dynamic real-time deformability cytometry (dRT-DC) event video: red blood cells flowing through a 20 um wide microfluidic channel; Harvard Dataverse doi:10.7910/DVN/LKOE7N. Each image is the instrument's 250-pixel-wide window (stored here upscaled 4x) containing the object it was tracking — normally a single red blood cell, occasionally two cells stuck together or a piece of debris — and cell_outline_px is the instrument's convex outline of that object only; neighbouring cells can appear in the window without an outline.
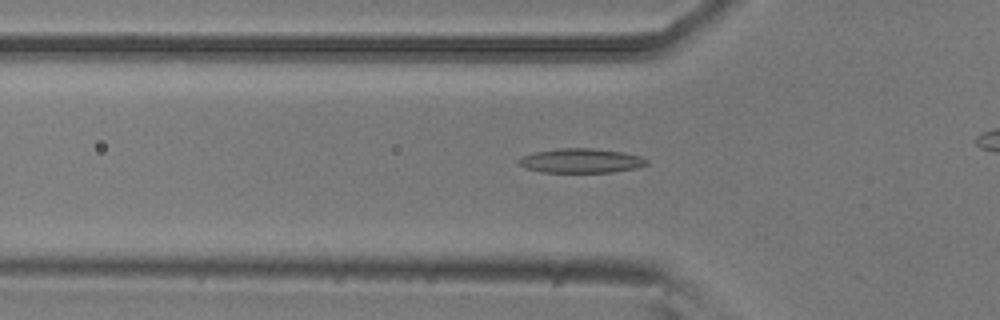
{"species": "common noctule bat (a hibernating species)", "species_latin": "Nyctalus noctula", "temperature_condition": "room temperature", "stored_images_in_passage": 32, "camera_frame_rate_fps": 3000, "um_per_image_px": 0.085, "animal": {"sex": "male", "body_mass_g": 20.5, "forearm_length_mm": 52.5}, "frame": {"image": 1, "passage_image": 6, "time_ms": 1.667, "image_size_px": [1000, 320], "cell_outline_px": [[648, 164], [636, 168], [612, 172], [540, 172], [524, 168], [516, 160], [520, 156], [536, 152], [556, 148], [592, 148], [624, 152], [640, 156], [648, 160]], "centroid_in_image_um": [49.36, 13.66], "position_along_channel_um": 76.4, "area_um2": 18.32}}
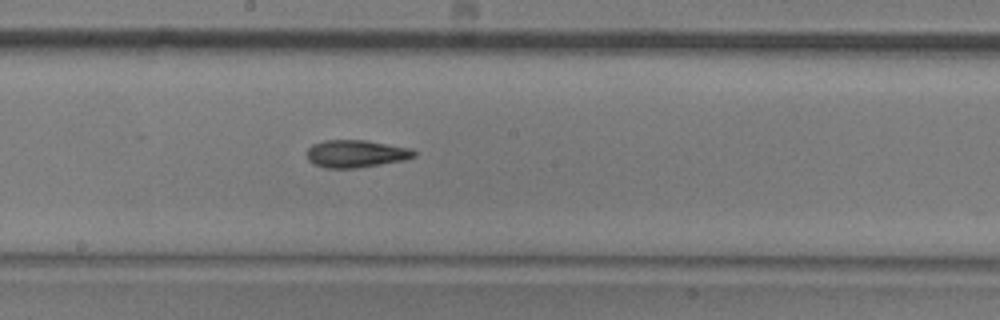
{"frame": {"image": 2, "passage_image": 17, "time_ms": 5.333, "image_size_px": [1000, 320], "cell_outline_px": [[416, 156], [404, 160], [356, 168], [324, 168], [312, 164], [308, 160], [308, 148], [312, 144], [324, 140], [364, 140], [412, 148], [416, 152]], "centroid_in_image_um": [30.25, 13.06], "position_along_channel_um": 218.0, "area_um2": 17.22}}
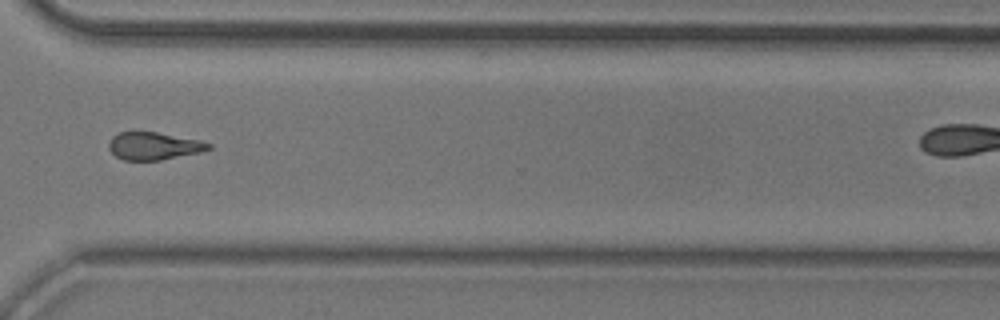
{"frame": {"image": 3, "passage_image": 28, "time_ms": 9.0, "image_size_px": [1000, 320], "cell_outline_px": [[212, 148], [200, 152], [160, 160], [124, 160], [116, 156], [108, 148], [108, 144], [112, 136], [120, 132], [156, 132], [200, 140], [212, 144]], "centroid_in_image_um": [13.07, 12.41], "position_along_channel_um": 357.5, "area_um2": 15.95}}